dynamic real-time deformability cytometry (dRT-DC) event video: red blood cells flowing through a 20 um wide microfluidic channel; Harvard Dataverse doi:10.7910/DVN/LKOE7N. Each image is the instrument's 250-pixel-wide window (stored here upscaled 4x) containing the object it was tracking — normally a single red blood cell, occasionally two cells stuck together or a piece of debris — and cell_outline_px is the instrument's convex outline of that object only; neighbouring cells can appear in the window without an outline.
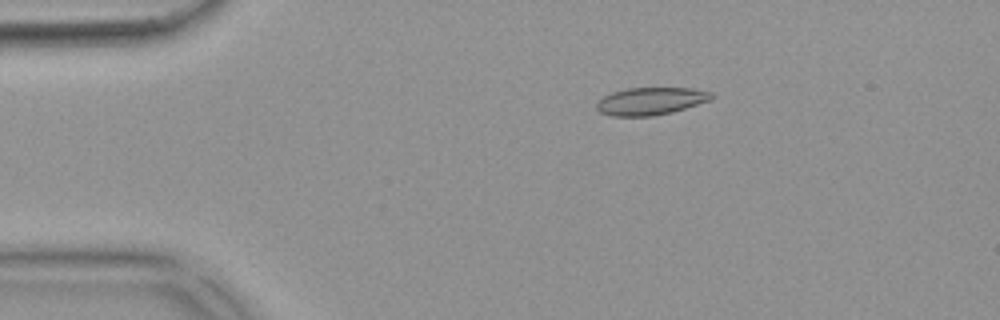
{"species": "common noctule bat (a hibernating species)", "species_latin": "Nyctalus noctula", "temperature_condition": "warm", "stored_images_in_passage": 53, "camera_frame_rate_fps": 3000, "um_per_image_px": 0.085, "animal": {"sex": "female", "body_mass_g": 18.4}, "frame": {"image": 1, "passage_image": 10, "time_ms": 3.0, "image_size_px": [1000, 320], "cell_outline_px": [[712, 100], [672, 112], [652, 116], [612, 116], [600, 112], [596, 108], [596, 100], [612, 92], [628, 88], [692, 88], [712, 92]], "centroid_in_image_um": [55.29, 8.59], "position_along_channel_um": 29.7, "area_um2": 18.5}}
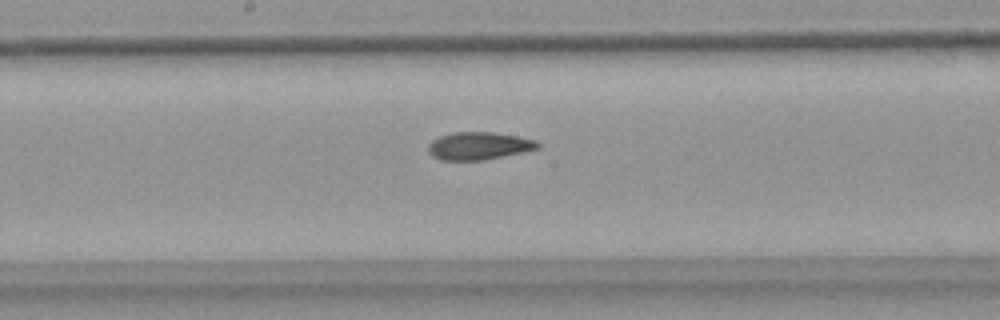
{"frame": {"image": 2, "passage_image": 28, "time_ms": 9.0, "image_size_px": [1000, 320], "cell_outline_px": [[540, 148], [524, 152], [484, 160], [440, 160], [432, 156], [428, 152], [428, 144], [432, 140], [440, 136], [452, 132], [492, 132], [516, 136], [536, 140], [540, 144]], "centroid_in_image_um": [40.69, 12.4], "position_along_channel_um": 207.5, "area_um2": 17.74}}
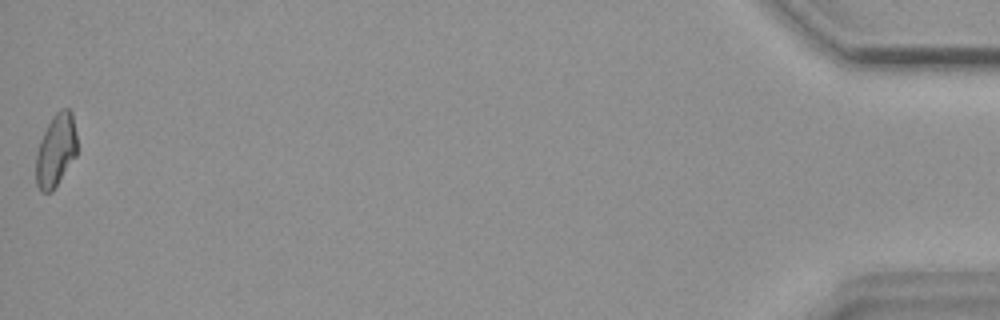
{"frame": {"image": 3, "passage_image": 53, "time_ms": 17.333, "image_size_px": [1000, 320], "cell_outline_px": [[76, 156], [52, 192], [40, 192], [36, 184], [36, 152], [40, 140], [52, 116], [60, 108], [68, 108], [72, 112], [76, 132]], "centroid_in_image_um": [4.74, 12.78], "position_along_channel_um": 430.5, "area_um2": 17.51}, "authors_computed_cell_mechanics": {"area_um2": 17.9758, "velocity_mm_per_s": 3.8477, "shape_relaxation_time_tau1_ms": null, "shape_relaxation_time_tau2_ms": 3.2944, "deformation_change_tau1": null, "deformation_change_tau2": 0.0972}}